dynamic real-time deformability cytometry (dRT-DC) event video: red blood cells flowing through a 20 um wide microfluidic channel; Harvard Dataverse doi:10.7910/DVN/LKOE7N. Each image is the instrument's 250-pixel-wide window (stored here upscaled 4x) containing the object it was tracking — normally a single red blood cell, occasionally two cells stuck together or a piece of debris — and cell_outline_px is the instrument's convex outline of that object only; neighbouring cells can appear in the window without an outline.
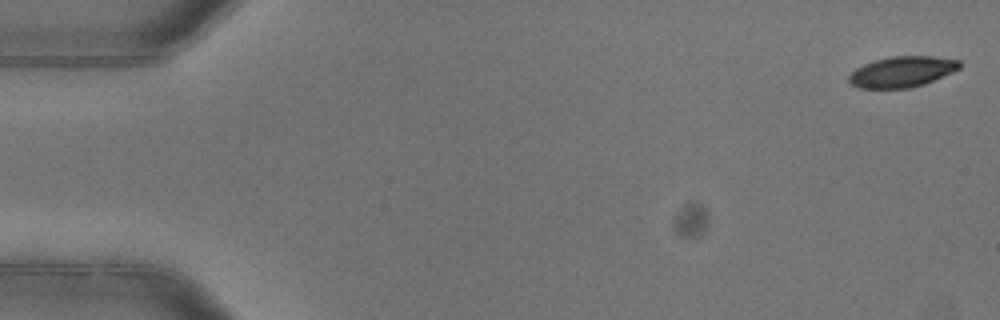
{"species": "common noctule bat (a hibernating species)", "species_latin": "Nyctalus noctula", "temperature_condition": "warm", "stored_images_in_passage": 5, "camera_frame_rate_fps": 3000, "um_per_image_px": 0.085, "animal": {"sex": "female"}, "frame": {"image": 1, "passage_image": 1, "time_ms": 0.0, "image_size_px": [1000, 320], "cell_outline_px": [[960, 68], [952, 72], [924, 84], [908, 88], [856, 88], [848, 80], [848, 76], [856, 68], [864, 64], [876, 60], [892, 56], [932, 56], [960, 60]], "centroid_in_image_um": [76.66, 6.1], "position_along_channel_um": 8.3, "area_um2": 19.71}}
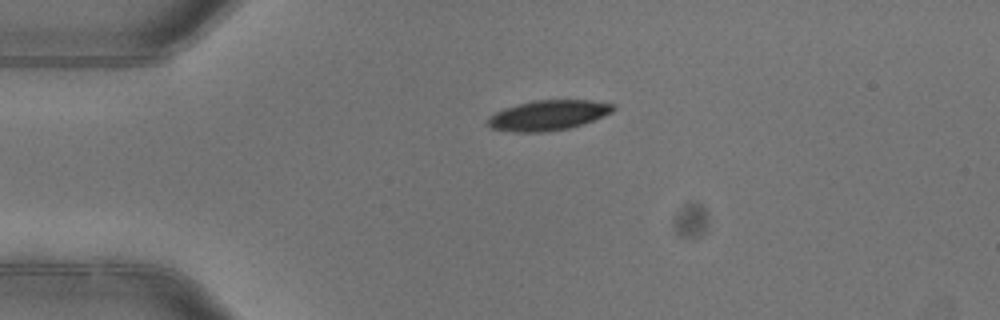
{"frame": {"image": 2, "passage_image": 4, "time_ms": 1.0, "image_size_px": [1000, 320], "cell_outline_px": [[616, 108], [612, 112], [604, 116], [584, 124], [568, 128], [544, 132], [512, 132], [492, 128], [488, 124], [488, 116], [504, 108], [516, 104], [536, 100], [592, 100], [616, 104]], "centroid_in_image_um": [46.63, 9.79], "position_along_channel_um": 38.4, "area_um2": 22.14}}